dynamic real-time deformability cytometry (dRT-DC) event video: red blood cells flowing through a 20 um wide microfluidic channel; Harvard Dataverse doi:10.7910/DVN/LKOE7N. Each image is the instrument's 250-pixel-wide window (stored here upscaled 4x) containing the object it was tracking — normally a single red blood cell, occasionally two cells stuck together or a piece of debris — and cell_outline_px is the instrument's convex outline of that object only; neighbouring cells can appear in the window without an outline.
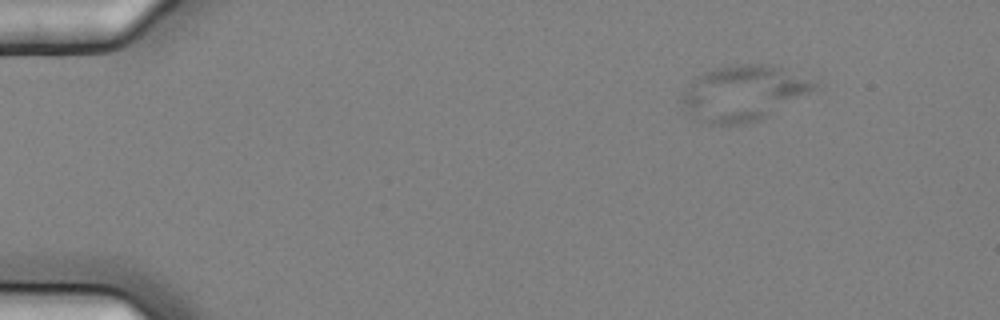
{"species": "common noctule bat (a hibernating species)", "species_latin": "Nyctalus noctula", "temperature_condition": "cold", "stored_images_in_passage": 7, "camera_frame_rate_fps": 3000, "um_per_image_px": 0.085, "animal": {"sex": "female", "body_mass_g": 25.1}, "frame": {"image": 1, "passage_image": 3, "time_ms": 0.667, "image_size_px": [1000, 320], "cell_outline_px": [[816, 88], [768, 116], [748, 124], [712, 124], [696, 120], [680, 100], [680, 96], [684, 88], [696, 76], [704, 72], [716, 68], [732, 64], [768, 64], [816, 80]], "centroid_in_image_um": [63.15, 7.9], "position_along_channel_um": 21.9, "area_um2": 42.43}}
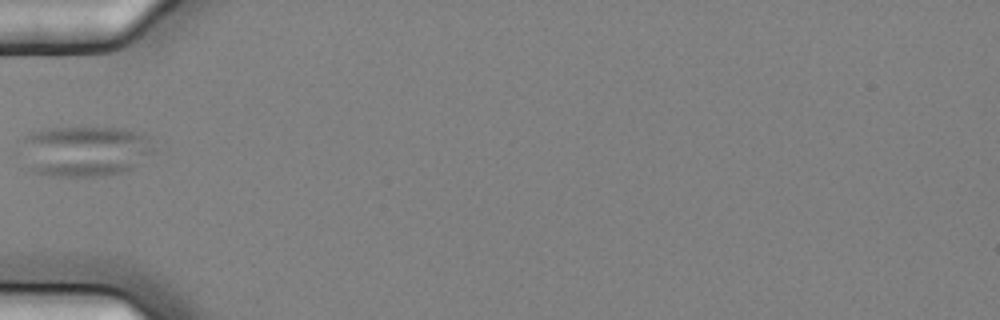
{"frame": {"image": 2, "passage_image": 6, "time_ms": 1.667, "image_size_px": [1000, 320], "cell_outline_px": [[152, 152], [132, 168], [120, 172], [104, 176], [48, 176], [32, 172], [20, 168], [20, 140], [24, 136], [32, 132], [44, 128], [124, 128], [140, 132], [148, 136], [152, 148]], "centroid_in_image_um": [7.04, 12.85], "position_along_channel_um": 78.0, "area_um2": 40.17}}
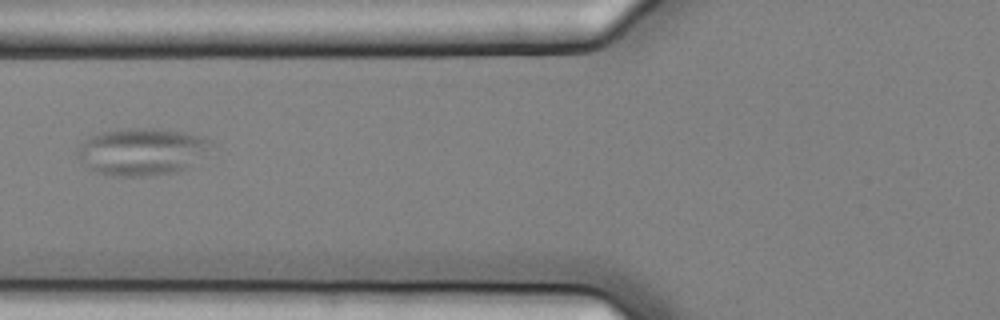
{"frame": {"image": 3, "passage_image": 7, "time_ms": 2.0, "image_size_px": [1000, 320], "cell_outline_px": [[212, 140], [204, 156], [188, 168], [180, 172], [148, 176], [116, 176], [96, 172], [88, 168], [76, 152], [76, 148], [84, 140], [100, 132], [128, 128], [152, 128], [184, 132], [204, 136]], "centroid_in_image_um": [12.08, 12.89], "position_along_channel_um": 113.7, "area_um2": 36.93}}